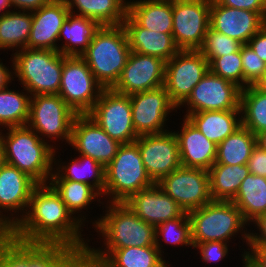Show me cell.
<instances>
[{
  "label": "cell",
  "mask_w": 266,
  "mask_h": 267,
  "mask_svg": "<svg viewBox=\"0 0 266 267\" xmlns=\"http://www.w3.org/2000/svg\"><path fill=\"white\" fill-rule=\"evenodd\" d=\"M127 14L141 27L172 34L171 0H127Z\"/></svg>",
  "instance_id": "cell-27"
},
{
  "label": "cell",
  "mask_w": 266,
  "mask_h": 267,
  "mask_svg": "<svg viewBox=\"0 0 266 267\" xmlns=\"http://www.w3.org/2000/svg\"><path fill=\"white\" fill-rule=\"evenodd\" d=\"M0 267H17V239L9 232L0 236Z\"/></svg>",
  "instance_id": "cell-44"
},
{
  "label": "cell",
  "mask_w": 266,
  "mask_h": 267,
  "mask_svg": "<svg viewBox=\"0 0 266 267\" xmlns=\"http://www.w3.org/2000/svg\"><path fill=\"white\" fill-rule=\"evenodd\" d=\"M11 70V71H10ZM14 68H7L2 62V59L0 61V91L7 88L8 85L14 81ZM11 82V83H10Z\"/></svg>",
  "instance_id": "cell-52"
},
{
  "label": "cell",
  "mask_w": 266,
  "mask_h": 267,
  "mask_svg": "<svg viewBox=\"0 0 266 267\" xmlns=\"http://www.w3.org/2000/svg\"><path fill=\"white\" fill-rule=\"evenodd\" d=\"M241 125L254 135L266 131V94L253 85L241 90Z\"/></svg>",
  "instance_id": "cell-38"
},
{
  "label": "cell",
  "mask_w": 266,
  "mask_h": 267,
  "mask_svg": "<svg viewBox=\"0 0 266 267\" xmlns=\"http://www.w3.org/2000/svg\"><path fill=\"white\" fill-rule=\"evenodd\" d=\"M186 118L216 145L241 126V110L202 111Z\"/></svg>",
  "instance_id": "cell-29"
},
{
  "label": "cell",
  "mask_w": 266,
  "mask_h": 267,
  "mask_svg": "<svg viewBox=\"0 0 266 267\" xmlns=\"http://www.w3.org/2000/svg\"><path fill=\"white\" fill-rule=\"evenodd\" d=\"M155 236V246L162 256V253H164L162 250V239L166 244L193 247L191 241V223L188 212H184L180 217L159 224L155 228ZM160 236L162 238H160Z\"/></svg>",
  "instance_id": "cell-39"
},
{
  "label": "cell",
  "mask_w": 266,
  "mask_h": 267,
  "mask_svg": "<svg viewBox=\"0 0 266 267\" xmlns=\"http://www.w3.org/2000/svg\"><path fill=\"white\" fill-rule=\"evenodd\" d=\"M243 267H254L244 256H242Z\"/></svg>",
  "instance_id": "cell-57"
},
{
  "label": "cell",
  "mask_w": 266,
  "mask_h": 267,
  "mask_svg": "<svg viewBox=\"0 0 266 267\" xmlns=\"http://www.w3.org/2000/svg\"><path fill=\"white\" fill-rule=\"evenodd\" d=\"M241 43L209 27L202 46L198 49L210 63L214 58L237 52Z\"/></svg>",
  "instance_id": "cell-41"
},
{
  "label": "cell",
  "mask_w": 266,
  "mask_h": 267,
  "mask_svg": "<svg viewBox=\"0 0 266 267\" xmlns=\"http://www.w3.org/2000/svg\"><path fill=\"white\" fill-rule=\"evenodd\" d=\"M4 233V231L0 228V236Z\"/></svg>",
  "instance_id": "cell-59"
},
{
  "label": "cell",
  "mask_w": 266,
  "mask_h": 267,
  "mask_svg": "<svg viewBox=\"0 0 266 267\" xmlns=\"http://www.w3.org/2000/svg\"><path fill=\"white\" fill-rule=\"evenodd\" d=\"M208 70V60L199 50H180L166 62L164 87L177 109L181 108Z\"/></svg>",
  "instance_id": "cell-10"
},
{
  "label": "cell",
  "mask_w": 266,
  "mask_h": 267,
  "mask_svg": "<svg viewBox=\"0 0 266 267\" xmlns=\"http://www.w3.org/2000/svg\"><path fill=\"white\" fill-rule=\"evenodd\" d=\"M0 91V126L4 128L26 126L29 119L30 93L26 90L9 89Z\"/></svg>",
  "instance_id": "cell-37"
},
{
  "label": "cell",
  "mask_w": 266,
  "mask_h": 267,
  "mask_svg": "<svg viewBox=\"0 0 266 267\" xmlns=\"http://www.w3.org/2000/svg\"><path fill=\"white\" fill-rule=\"evenodd\" d=\"M256 145L266 150V131L256 134Z\"/></svg>",
  "instance_id": "cell-53"
},
{
  "label": "cell",
  "mask_w": 266,
  "mask_h": 267,
  "mask_svg": "<svg viewBox=\"0 0 266 267\" xmlns=\"http://www.w3.org/2000/svg\"><path fill=\"white\" fill-rule=\"evenodd\" d=\"M266 62V24L247 43Z\"/></svg>",
  "instance_id": "cell-50"
},
{
  "label": "cell",
  "mask_w": 266,
  "mask_h": 267,
  "mask_svg": "<svg viewBox=\"0 0 266 267\" xmlns=\"http://www.w3.org/2000/svg\"><path fill=\"white\" fill-rule=\"evenodd\" d=\"M62 267H104L89 247L79 249Z\"/></svg>",
  "instance_id": "cell-45"
},
{
  "label": "cell",
  "mask_w": 266,
  "mask_h": 267,
  "mask_svg": "<svg viewBox=\"0 0 266 267\" xmlns=\"http://www.w3.org/2000/svg\"><path fill=\"white\" fill-rule=\"evenodd\" d=\"M166 61L131 51L113 91L132 95L164 86Z\"/></svg>",
  "instance_id": "cell-18"
},
{
  "label": "cell",
  "mask_w": 266,
  "mask_h": 267,
  "mask_svg": "<svg viewBox=\"0 0 266 267\" xmlns=\"http://www.w3.org/2000/svg\"><path fill=\"white\" fill-rule=\"evenodd\" d=\"M66 3L71 14L92 19L99 26L122 25L127 14L126 0H68Z\"/></svg>",
  "instance_id": "cell-30"
},
{
  "label": "cell",
  "mask_w": 266,
  "mask_h": 267,
  "mask_svg": "<svg viewBox=\"0 0 266 267\" xmlns=\"http://www.w3.org/2000/svg\"><path fill=\"white\" fill-rule=\"evenodd\" d=\"M56 150H54V166L50 180H71L80 183L89 184L104 196L105 188V168L91 157L79 154L69 163H60L57 159ZM58 161V162H57ZM60 163V164H59ZM65 164V165H64ZM56 168V169H55Z\"/></svg>",
  "instance_id": "cell-26"
},
{
  "label": "cell",
  "mask_w": 266,
  "mask_h": 267,
  "mask_svg": "<svg viewBox=\"0 0 266 267\" xmlns=\"http://www.w3.org/2000/svg\"><path fill=\"white\" fill-rule=\"evenodd\" d=\"M254 226L257 227V233H253L251 230L249 233V244L248 245H266V213L259 216L255 221Z\"/></svg>",
  "instance_id": "cell-49"
},
{
  "label": "cell",
  "mask_w": 266,
  "mask_h": 267,
  "mask_svg": "<svg viewBox=\"0 0 266 267\" xmlns=\"http://www.w3.org/2000/svg\"><path fill=\"white\" fill-rule=\"evenodd\" d=\"M122 25L127 33L131 51L156 56L166 62L180 51L172 34L141 27L128 14Z\"/></svg>",
  "instance_id": "cell-24"
},
{
  "label": "cell",
  "mask_w": 266,
  "mask_h": 267,
  "mask_svg": "<svg viewBox=\"0 0 266 267\" xmlns=\"http://www.w3.org/2000/svg\"><path fill=\"white\" fill-rule=\"evenodd\" d=\"M211 0H172V36L180 50H198L210 27Z\"/></svg>",
  "instance_id": "cell-12"
},
{
  "label": "cell",
  "mask_w": 266,
  "mask_h": 267,
  "mask_svg": "<svg viewBox=\"0 0 266 267\" xmlns=\"http://www.w3.org/2000/svg\"><path fill=\"white\" fill-rule=\"evenodd\" d=\"M220 5L254 11L266 19V0H216Z\"/></svg>",
  "instance_id": "cell-46"
},
{
  "label": "cell",
  "mask_w": 266,
  "mask_h": 267,
  "mask_svg": "<svg viewBox=\"0 0 266 267\" xmlns=\"http://www.w3.org/2000/svg\"><path fill=\"white\" fill-rule=\"evenodd\" d=\"M262 77H266V66H265V72Z\"/></svg>",
  "instance_id": "cell-58"
},
{
  "label": "cell",
  "mask_w": 266,
  "mask_h": 267,
  "mask_svg": "<svg viewBox=\"0 0 266 267\" xmlns=\"http://www.w3.org/2000/svg\"><path fill=\"white\" fill-rule=\"evenodd\" d=\"M99 27L92 19L70 13L58 36V41L65 39L64 44L59 46V52L65 56H81Z\"/></svg>",
  "instance_id": "cell-31"
},
{
  "label": "cell",
  "mask_w": 266,
  "mask_h": 267,
  "mask_svg": "<svg viewBox=\"0 0 266 267\" xmlns=\"http://www.w3.org/2000/svg\"><path fill=\"white\" fill-rule=\"evenodd\" d=\"M255 146L256 135L241 125L217 145L214 164L246 165Z\"/></svg>",
  "instance_id": "cell-36"
},
{
  "label": "cell",
  "mask_w": 266,
  "mask_h": 267,
  "mask_svg": "<svg viewBox=\"0 0 266 267\" xmlns=\"http://www.w3.org/2000/svg\"><path fill=\"white\" fill-rule=\"evenodd\" d=\"M105 215L92 221L94 230L102 237V249L147 247L155 245V227L139 218L124 202L106 203Z\"/></svg>",
  "instance_id": "cell-4"
},
{
  "label": "cell",
  "mask_w": 266,
  "mask_h": 267,
  "mask_svg": "<svg viewBox=\"0 0 266 267\" xmlns=\"http://www.w3.org/2000/svg\"><path fill=\"white\" fill-rule=\"evenodd\" d=\"M1 130L4 162L17 167L38 184H48L53 173L56 146L43 141L27 125Z\"/></svg>",
  "instance_id": "cell-2"
},
{
  "label": "cell",
  "mask_w": 266,
  "mask_h": 267,
  "mask_svg": "<svg viewBox=\"0 0 266 267\" xmlns=\"http://www.w3.org/2000/svg\"><path fill=\"white\" fill-rule=\"evenodd\" d=\"M69 145L79 154L91 157L106 168L121 144L112 139L88 114H77Z\"/></svg>",
  "instance_id": "cell-19"
},
{
  "label": "cell",
  "mask_w": 266,
  "mask_h": 267,
  "mask_svg": "<svg viewBox=\"0 0 266 267\" xmlns=\"http://www.w3.org/2000/svg\"><path fill=\"white\" fill-rule=\"evenodd\" d=\"M12 7L10 0H0V16L9 12Z\"/></svg>",
  "instance_id": "cell-55"
},
{
  "label": "cell",
  "mask_w": 266,
  "mask_h": 267,
  "mask_svg": "<svg viewBox=\"0 0 266 267\" xmlns=\"http://www.w3.org/2000/svg\"><path fill=\"white\" fill-rule=\"evenodd\" d=\"M124 203L139 218L155 228L184 213V210L157 183L131 195Z\"/></svg>",
  "instance_id": "cell-22"
},
{
  "label": "cell",
  "mask_w": 266,
  "mask_h": 267,
  "mask_svg": "<svg viewBox=\"0 0 266 267\" xmlns=\"http://www.w3.org/2000/svg\"><path fill=\"white\" fill-rule=\"evenodd\" d=\"M232 202L241 211L250 225L259 216L266 213V177L249 173L242 181Z\"/></svg>",
  "instance_id": "cell-32"
},
{
  "label": "cell",
  "mask_w": 266,
  "mask_h": 267,
  "mask_svg": "<svg viewBox=\"0 0 266 267\" xmlns=\"http://www.w3.org/2000/svg\"><path fill=\"white\" fill-rule=\"evenodd\" d=\"M88 115L114 140L120 144L135 142L139 137L132 122L129 95L104 89Z\"/></svg>",
  "instance_id": "cell-11"
},
{
  "label": "cell",
  "mask_w": 266,
  "mask_h": 267,
  "mask_svg": "<svg viewBox=\"0 0 266 267\" xmlns=\"http://www.w3.org/2000/svg\"><path fill=\"white\" fill-rule=\"evenodd\" d=\"M154 184L143 165L138 144H121L105 168L104 196L109 198L107 203L125 202L131 195Z\"/></svg>",
  "instance_id": "cell-7"
},
{
  "label": "cell",
  "mask_w": 266,
  "mask_h": 267,
  "mask_svg": "<svg viewBox=\"0 0 266 267\" xmlns=\"http://www.w3.org/2000/svg\"><path fill=\"white\" fill-rule=\"evenodd\" d=\"M143 165L154 183L181 167L178 141L173 130L140 135L136 141Z\"/></svg>",
  "instance_id": "cell-17"
},
{
  "label": "cell",
  "mask_w": 266,
  "mask_h": 267,
  "mask_svg": "<svg viewBox=\"0 0 266 267\" xmlns=\"http://www.w3.org/2000/svg\"><path fill=\"white\" fill-rule=\"evenodd\" d=\"M132 122L138 136L159 134L169 120L167 117L177 107L170 101L164 86L130 95Z\"/></svg>",
  "instance_id": "cell-16"
},
{
  "label": "cell",
  "mask_w": 266,
  "mask_h": 267,
  "mask_svg": "<svg viewBox=\"0 0 266 267\" xmlns=\"http://www.w3.org/2000/svg\"><path fill=\"white\" fill-rule=\"evenodd\" d=\"M103 90V86L96 80L87 63L80 56L63 55L58 95L76 114H88Z\"/></svg>",
  "instance_id": "cell-9"
},
{
  "label": "cell",
  "mask_w": 266,
  "mask_h": 267,
  "mask_svg": "<svg viewBox=\"0 0 266 267\" xmlns=\"http://www.w3.org/2000/svg\"><path fill=\"white\" fill-rule=\"evenodd\" d=\"M131 52L123 25L100 26L81 58L104 89L118 81Z\"/></svg>",
  "instance_id": "cell-3"
},
{
  "label": "cell",
  "mask_w": 266,
  "mask_h": 267,
  "mask_svg": "<svg viewBox=\"0 0 266 267\" xmlns=\"http://www.w3.org/2000/svg\"><path fill=\"white\" fill-rule=\"evenodd\" d=\"M181 130H173L178 141L181 165L209 170L217 157V145L208 140L186 117Z\"/></svg>",
  "instance_id": "cell-23"
},
{
  "label": "cell",
  "mask_w": 266,
  "mask_h": 267,
  "mask_svg": "<svg viewBox=\"0 0 266 267\" xmlns=\"http://www.w3.org/2000/svg\"><path fill=\"white\" fill-rule=\"evenodd\" d=\"M104 267H169L155 245L91 250ZM167 263V264H166Z\"/></svg>",
  "instance_id": "cell-28"
},
{
  "label": "cell",
  "mask_w": 266,
  "mask_h": 267,
  "mask_svg": "<svg viewBox=\"0 0 266 267\" xmlns=\"http://www.w3.org/2000/svg\"><path fill=\"white\" fill-rule=\"evenodd\" d=\"M69 14L66 2L54 0L32 12L28 48L59 51L58 36Z\"/></svg>",
  "instance_id": "cell-21"
},
{
  "label": "cell",
  "mask_w": 266,
  "mask_h": 267,
  "mask_svg": "<svg viewBox=\"0 0 266 267\" xmlns=\"http://www.w3.org/2000/svg\"><path fill=\"white\" fill-rule=\"evenodd\" d=\"M241 60L244 76V89L255 84L264 74V62L248 44L241 45Z\"/></svg>",
  "instance_id": "cell-42"
},
{
  "label": "cell",
  "mask_w": 266,
  "mask_h": 267,
  "mask_svg": "<svg viewBox=\"0 0 266 267\" xmlns=\"http://www.w3.org/2000/svg\"><path fill=\"white\" fill-rule=\"evenodd\" d=\"M76 115L58 94L34 95L30 98L27 126L43 141L49 142L47 138H51L50 142L65 140V144L69 145Z\"/></svg>",
  "instance_id": "cell-8"
},
{
  "label": "cell",
  "mask_w": 266,
  "mask_h": 267,
  "mask_svg": "<svg viewBox=\"0 0 266 267\" xmlns=\"http://www.w3.org/2000/svg\"><path fill=\"white\" fill-rule=\"evenodd\" d=\"M4 152H3V142H2V135L0 130V167L4 164Z\"/></svg>",
  "instance_id": "cell-56"
},
{
  "label": "cell",
  "mask_w": 266,
  "mask_h": 267,
  "mask_svg": "<svg viewBox=\"0 0 266 267\" xmlns=\"http://www.w3.org/2000/svg\"><path fill=\"white\" fill-rule=\"evenodd\" d=\"M210 194L214 201H232L249 174L248 165L214 164L209 170Z\"/></svg>",
  "instance_id": "cell-33"
},
{
  "label": "cell",
  "mask_w": 266,
  "mask_h": 267,
  "mask_svg": "<svg viewBox=\"0 0 266 267\" xmlns=\"http://www.w3.org/2000/svg\"><path fill=\"white\" fill-rule=\"evenodd\" d=\"M241 90L236 84L208 70L182 104L183 107L188 106L183 117L202 111L240 110Z\"/></svg>",
  "instance_id": "cell-15"
},
{
  "label": "cell",
  "mask_w": 266,
  "mask_h": 267,
  "mask_svg": "<svg viewBox=\"0 0 266 267\" xmlns=\"http://www.w3.org/2000/svg\"><path fill=\"white\" fill-rule=\"evenodd\" d=\"M54 1H63V2H67L68 0H54Z\"/></svg>",
  "instance_id": "cell-60"
},
{
  "label": "cell",
  "mask_w": 266,
  "mask_h": 267,
  "mask_svg": "<svg viewBox=\"0 0 266 267\" xmlns=\"http://www.w3.org/2000/svg\"><path fill=\"white\" fill-rule=\"evenodd\" d=\"M247 250H244L241 256H244L254 267H266V245H248Z\"/></svg>",
  "instance_id": "cell-48"
},
{
  "label": "cell",
  "mask_w": 266,
  "mask_h": 267,
  "mask_svg": "<svg viewBox=\"0 0 266 267\" xmlns=\"http://www.w3.org/2000/svg\"><path fill=\"white\" fill-rule=\"evenodd\" d=\"M37 185L34 179L17 167L7 163L0 167V228L4 232H9L25 215L32 191ZM2 212H9L10 215L5 216Z\"/></svg>",
  "instance_id": "cell-13"
},
{
  "label": "cell",
  "mask_w": 266,
  "mask_h": 267,
  "mask_svg": "<svg viewBox=\"0 0 266 267\" xmlns=\"http://www.w3.org/2000/svg\"><path fill=\"white\" fill-rule=\"evenodd\" d=\"M193 248L199 249L201 260L206 263H213L227 258L229 246L225 242L210 241L205 243L193 244Z\"/></svg>",
  "instance_id": "cell-43"
},
{
  "label": "cell",
  "mask_w": 266,
  "mask_h": 267,
  "mask_svg": "<svg viewBox=\"0 0 266 267\" xmlns=\"http://www.w3.org/2000/svg\"><path fill=\"white\" fill-rule=\"evenodd\" d=\"M253 86L263 94H266V77H261Z\"/></svg>",
  "instance_id": "cell-54"
},
{
  "label": "cell",
  "mask_w": 266,
  "mask_h": 267,
  "mask_svg": "<svg viewBox=\"0 0 266 267\" xmlns=\"http://www.w3.org/2000/svg\"><path fill=\"white\" fill-rule=\"evenodd\" d=\"M266 24V19L257 12L220 5L211 0L210 27L242 45Z\"/></svg>",
  "instance_id": "cell-20"
},
{
  "label": "cell",
  "mask_w": 266,
  "mask_h": 267,
  "mask_svg": "<svg viewBox=\"0 0 266 267\" xmlns=\"http://www.w3.org/2000/svg\"><path fill=\"white\" fill-rule=\"evenodd\" d=\"M32 12L9 11L0 16V50L28 48Z\"/></svg>",
  "instance_id": "cell-35"
},
{
  "label": "cell",
  "mask_w": 266,
  "mask_h": 267,
  "mask_svg": "<svg viewBox=\"0 0 266 267\" xmlns=\"http://www.w3.org/2000/svg\"><path fill=\"white\" fill-rule=\"evenodd\" d=\"M209 70L215 75H218L219 77L236 84L241 89H244L241 47L235 53L214 58L209 63Z\"/></svg>",
  "instance_id": "cell-40"
},
{
  "label": "cell",
  "mask_w": 266,
  "mask_h": 267,
  "mask_svg": "<svg viewBox=\"0 0 266 267\" xmlns=\"http://www.w3.org/2000/svg\"><path fill=\"white\" fill-rule=\"evenodd\" d=\"M79 248L17 239V267H62Z\"/></svg>",
  "instance_id": "cell-25"
},
{
  "label": "cell",
  "mask_w": 266,
  "mask_h": 267,
  "mask_svg": "<svg viewBox=\"0 0 266 267\" xmlns=\"http://www.w3.org/2000/svg\"><path fill=\"white\" fill-rule=\"evenodd\" d=\"M191 223L192 244L219 241L229 243L233 236L242 233L249 244V225L232 201H214L188 212ZM245 228V229H244ZM230 239V241H229Z\"/></svg>",
  "instance_id": "cell-6"
},
{
  "label": "cell",
  "mask_w": 266,
  "mask_h": 267,
  "mask_svg": "<svg viewBox=\"0 0 266 267\" xmlns=\"http://www.w3.org/2000/svg\"><path fill=\"white\" fill-rule=\"evenodd\" d=\"M49 184L55 189V191L60 195L62 201L67 206V209L77 218L82 224L87 221L86 217L81 213L82 209L86 210L92 202H98L100 204H105L101 202L99 197L102 195L92 186L85 183H80L71 180H49ZM97 199V200H95ZM80 211V212H79ZM81 213V214H77ZM77 214V216H76ZM81 215V216H79Z\"/></svg>",
  "instance_id": "cell-34"
},
{
  "label": "cell",
  "mask_w": 266,
  "mask_h": 267,
  "mask_svg": "<svg viewBox=\"0 0 266 267\" xmlns=\"http://www.w3.org/2000/svg\"><path fill=\"white\" fill-rule=\"evenodd\" d=\"M157 184L184 212L198 209L212 201L209 173L204 169L181 166Z\"/></svg>",
  "instance_id": "cell-14"
},
{
  "label": "cell",
  "mask_w": 266,
  "mask_h": 267,
  "mask_svg": "<svg viewBox=\"0 0 266 267\" xmlns=\"http://www.w3.org/2000/svg\"><path fill=\"white\" fill-rule=\"evenodd\" d=\"M50 0H10L13 10L19 9V11L34 12L44 5H46ZM16 8V9H15Z\"/></svg>",
  "instance_id": "cell-51"
},
{
  "label": "cell",
  "mask_w": 266,
  "mask_h": 267,
  "mask_svg": "<svg viewBox=\"0 0 266 267\" xmlns=\"http://www.w3.org/2000/svg\"><path fill=\"white\" fill-rule=\"evenodd\" d=\"M27 210L9 231L14 238L24 242L63 243L79 249L90 246L87 243L90 240L81 234L85 225L73 216L49 183L33 189Z\"/></svg>",
  "instance_id": "cell-1"
},
{
  "label": "cell",
  "mask_w": 266,
  "mask_h": 267,
  "mask_svg": "<svg viewBox=\"0 0 266 267\" xmlns=\"http://www.w3.org/2000/svg\"><path fill=\"white\" fill-rule=\"evenodd\" d=\"M14 78L31 96L58 94L63 68V54L48 49L24 48L12 55Z\"/></svg>",
  "instance_id": "cell-5"
},
{
  "label": "cell",
  "mask_w": 266,
  "mask_h": 267,
  "mask_svg": "<svg viewBox=\"0 0 266 267\" xmlns=\"http://www.w3.org/2000/svg\"><path fill=\"white\" fill-rule=\"evenodd\" d=\"M247 165L249 173L266 177V150H263L258 145H256L253 148Z\"/></svg>",
  "instance_id": "cell-47"
}]
</instances>
